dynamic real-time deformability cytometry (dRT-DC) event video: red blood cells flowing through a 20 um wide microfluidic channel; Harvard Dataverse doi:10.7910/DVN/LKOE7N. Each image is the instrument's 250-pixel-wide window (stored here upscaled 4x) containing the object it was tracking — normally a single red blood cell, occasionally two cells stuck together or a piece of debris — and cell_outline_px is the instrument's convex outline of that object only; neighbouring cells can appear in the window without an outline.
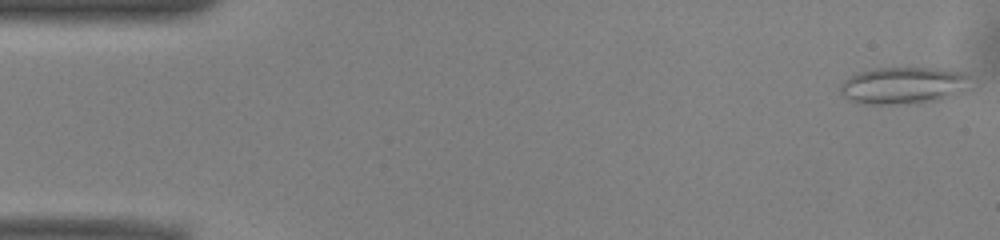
{"species": "common noctule bat (a hibernating species)", "species_latin": "Nyctalus noctula", "temperature_condition": "warm", "stored_images_in_passage": 51, "camera_frame_rate_fps": 3000, "um_per_image_px": 0.085, "animal": {"sex": "male", "body_mass_g": 13.0, "forearm_length_mm": 53.1}, "frame": {"image": 1, "passage_image": 1, "time_ms": 0.0, "image_size_px": [1000, 240], "cell_outline_px": [[968, 76], [952, 96], [940, 100], [920, 104], [864, 104], [848, 100], [840, 92], [840, 84], [848, 76], [856, 72], [872, 68], [940, 68], [964, 72]], "centroid_in_image_um": [76.63, 7.27], "position_along_channel_um": 8.4, "area_um2": 27.92}}
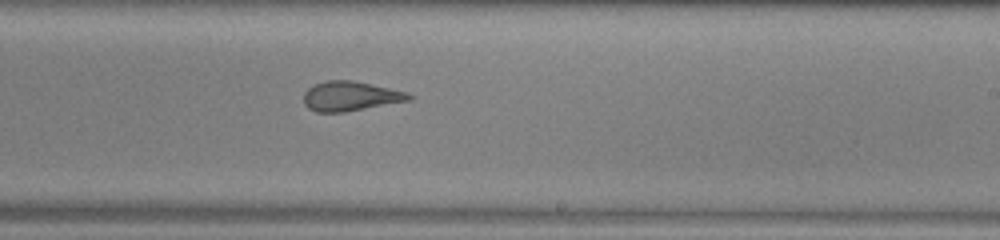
{"frame": {"image": 2, "passage_image": 30, "time_ms": 9.667, "image_size_px": [1000, 240], "cell_outline_px": [[416, 96], [412, 100], [344, 112], [316, 112], [308, 108], [304, 104], [304, 92], [308, 88], [324, 80], [352, 80], [372, 84], [408, 92]], "centroid_in_image_um": [29.82, 8.17], "position_along_channel_um": 259.2, "area_um2": 18.32}}
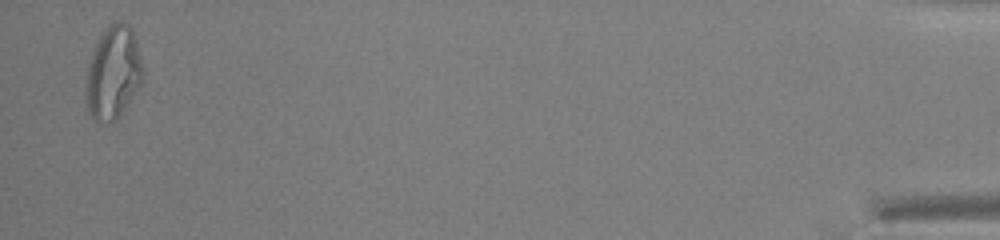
{"frame": {"image": 3, "passage_image": 50, "time_ms": 16.333, "image_size_px": [1000, 240], "cell_outline_px": [[144, 72], [140, 84], [120, 116], [112, 124], [100, 124], [88, 112], [84, 96], [84, 84], [88, 64], [92, 52], [104, 28], [108, 24], [116, 20], [120, 20], [128, 24], [132, 28], [136, 40]], "centroid_in_image_um": [9.58, 6.2], "position_along_channel_um": 425.6, "area_um2": 31.5}, "authors_computed_cell_mechanics": {"area_um2": 21.5594, "velocity_mm_per_s": 3.9387, "shape_relaxation_time_tau1_ms": null, "shape_relaxation_time_tau2_ms": 1.737, "deformation_change_tau1": null, "deformation_change_tau2": 0.1198}}